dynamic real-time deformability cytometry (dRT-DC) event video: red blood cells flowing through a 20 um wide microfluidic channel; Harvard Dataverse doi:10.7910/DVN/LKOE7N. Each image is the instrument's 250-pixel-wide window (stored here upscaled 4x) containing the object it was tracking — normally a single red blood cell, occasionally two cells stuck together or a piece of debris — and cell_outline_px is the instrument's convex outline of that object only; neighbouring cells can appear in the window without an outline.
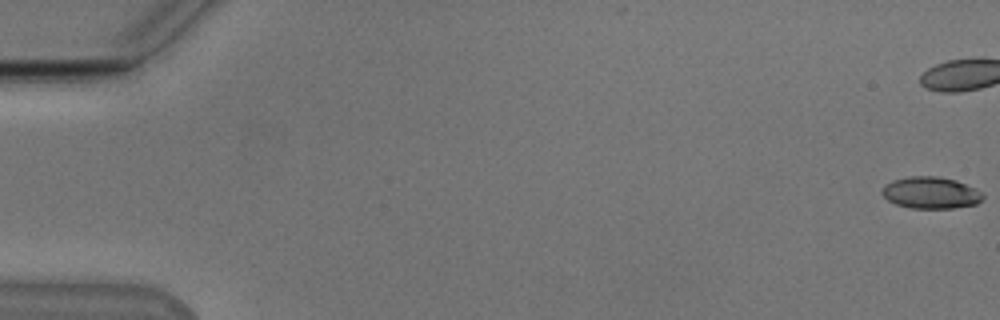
{"species": "Egyptian fruit bat (a non-hibernating species)", "species_latin": "Rousettus aegyptiacus", "temperature_condition": "cold", "stored_images_in_passage": 55, "camera_frame_rate_fps": 3000, "um_per_image_px": 0.085, "animal": {"sex": "male"}, "frame": {"image": 1, "passage_image": 1, "time_ms": 0.0, "image_size_px": [1000, 320], "cell_outline_px": [[984, 196], [976, 204], [952, 208], [912, 208], [896, 204], [888, 200], [880, 192], [880, 188], [884, 184], [892, 180], [908, 176], [936, 176], [956, 180], [976, 188], [984, 192]], "centroid_in_image_um": [79.1, 16.37], "position_along_channel_um": 5.9, "area_um2": 18.84}, "authors_computed_cell_mechanics": {"area_um2": 19.4208, "velocity_mm_per_s": 3.8432, "shape_relaxation_time_tau1_ms": 6.4459, "shape_relaxation_time_tau2_ms": 3.4897, "deformation_change_tau1": 0.172, "deformation_change_tau2": 0.1033}}